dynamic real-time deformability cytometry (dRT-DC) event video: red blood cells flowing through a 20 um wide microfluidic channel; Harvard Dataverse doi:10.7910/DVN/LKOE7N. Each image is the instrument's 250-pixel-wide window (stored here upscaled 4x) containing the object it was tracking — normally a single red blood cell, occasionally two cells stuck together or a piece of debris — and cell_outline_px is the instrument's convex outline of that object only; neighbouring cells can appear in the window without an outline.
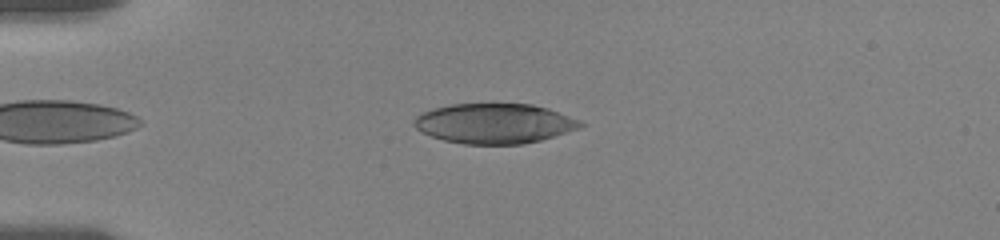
{"species": "human", "species_latin": "Homo sapiens", "temperature_condition": "room temperature", "stored_images_in_passage": 33, "camera_frame_rate_fps": 3000, "um_per_image_px": 0.085, "donor": {"sex": "female"}, "frame": {"image": 1, "passage_image": 4, "time_ms": 1.667, "image_size_px": [1000, 240], "cell_outline_px": [[584, 124], [580, 128], [540, 140], [524, 144], [464, 144], [444, 140], [420, 132], [412, 124], [416, 116], [420, 112], [452, 104], [532, 104], [548, 108], [580, 120]], "centroid_in_image_um": [42.0, 10.49], "position_along_channel_um": 43.0, "area_um2": 38.73}}
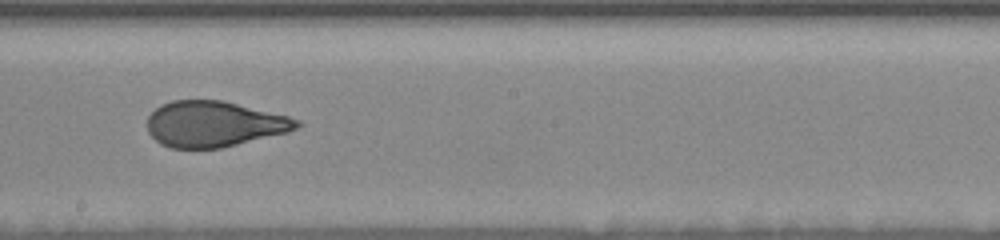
{"frame": {"image": 2, "passage_image": 15, "time_ms": 7.667, "image_size_px": [1000, 240], "cell_outline_px": [[304, 124], [288, 132], [220, 148], [168, 148], [160, 144], [148, 132], [148, 116], [160, 104], [172, 100], [224, 100], [288, 116], [300, 120]], "centroid_in_image_um": [18.19, 10.53], "position_along_channel_um": 230.0, "area_um2": 39.94}}
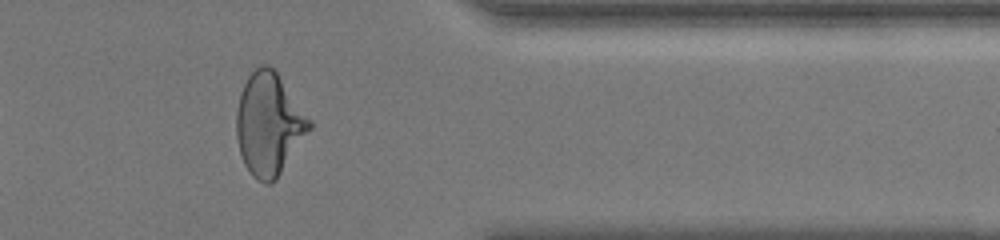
{"frame": {"image": 3, "passage_image": 28, "time_ms": 12.333, "image_size_px": [1000, 240], "cell_outline_px": [[312, 128], [276, 180], [272, 184], [264, 184], [256, 180], [252, 176], [244, 164], [240, 152], [236, 136], [236, 112], [240, 92], [248, 76], [260, 64], [268, 64], [276, 72], [312, 120]], "centroid_in_image_um": [22.86, 10.58], "position_along_channel_um": 388.5, "area_um2": 43.7}, "authors_computed_cell_mechanics": {"area_um2": 40.8068, "velocity_mm_per_s": 3.6279, "shape_relaxation_time_tau1_ms": 5.2114, "shape_relaxation_time_tau2_ms": 0.7307, "deformation_change_tau1": 0.1851, "deformation_change_tau2": 0.0593}}